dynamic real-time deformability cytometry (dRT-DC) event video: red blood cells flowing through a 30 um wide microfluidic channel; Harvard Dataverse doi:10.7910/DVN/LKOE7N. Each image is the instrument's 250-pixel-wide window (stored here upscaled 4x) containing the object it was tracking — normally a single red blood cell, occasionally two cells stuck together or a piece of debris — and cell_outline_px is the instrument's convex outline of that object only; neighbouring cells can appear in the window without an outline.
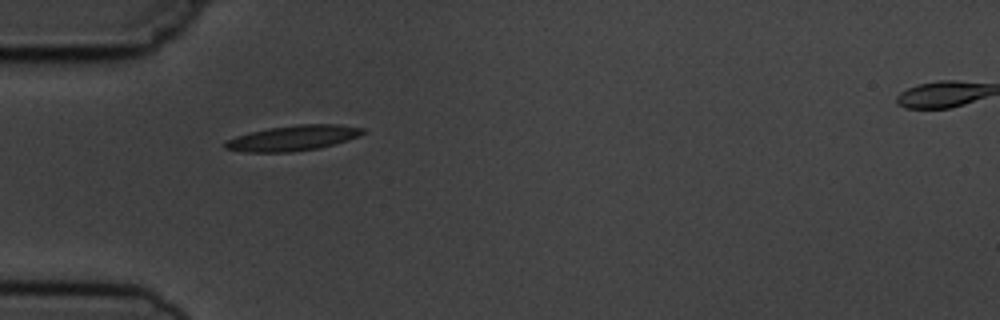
{"species": "common noctule bat (a hibernating species)", "species_latin": "Nyctalus noctula", "temperature_condition": "cold", "stored_images_in_passage": 4, "camera_frame_rate_fps": 3000, "um_per_image_px": 0.085, "animal": {"sex": "male", "body_mass_g": 19.5, "forearm_length_mm": 54.6}, "frame": {"image": 1, "passage_image": 1, "time_ms": 0.0, "image_size_px": [1000, 320], "cell_outline_px": [[364, 132], [360, 136], [348, 140], [320, 148], [292, 152], [244, 152], [224, 148], [224, 140], [236, 136], [268, 128], [296, 124], [340, 124], [364, 128]], "centroid_in_image_um": [24.91, 11.73], "position_along_channel_um": 60.1, "area_um2": 20.46}}
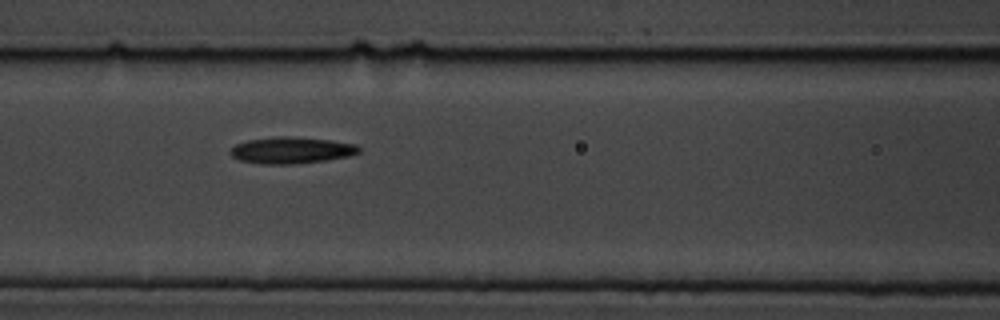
{"frame": {"image": 2, "passage_image": 3, "time_ms": 2.333, "image_size_px": [1000, 320], "cell_outline_px": [[360, 152], [348, 156], [328, 160], [292, 164], [260, 164], [240, 160], [232, 156], [228, 152], [236, 144], [248, 140], [276, 136], [288, 136], [332, 140], [356, 144], [360, 148]], "centroid_in_image_um": [24.77, 12.77], "position_along_channel_um": 141.8, "area_um2": 19.94}}
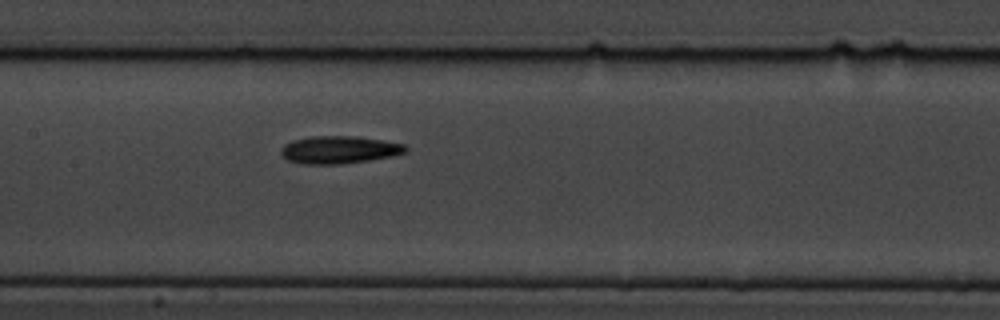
{"frame": {"image": 3, "passage_image": 4, "time_ms": 3.333, "image_size_px": [1000, 320], "cell_outline_px": [[408, 148], [404, 152], [392, 156], [344, 164], [304, 164], [288, 160], [280, 152], [280, 148], [284, 144], [292, 140], [308, 136], [356, 136], [404, 144]], "centroid_in_image_um": [28.78, 12.72], "position_along_channel_um": 178.6, "area_um2": 20.0}}